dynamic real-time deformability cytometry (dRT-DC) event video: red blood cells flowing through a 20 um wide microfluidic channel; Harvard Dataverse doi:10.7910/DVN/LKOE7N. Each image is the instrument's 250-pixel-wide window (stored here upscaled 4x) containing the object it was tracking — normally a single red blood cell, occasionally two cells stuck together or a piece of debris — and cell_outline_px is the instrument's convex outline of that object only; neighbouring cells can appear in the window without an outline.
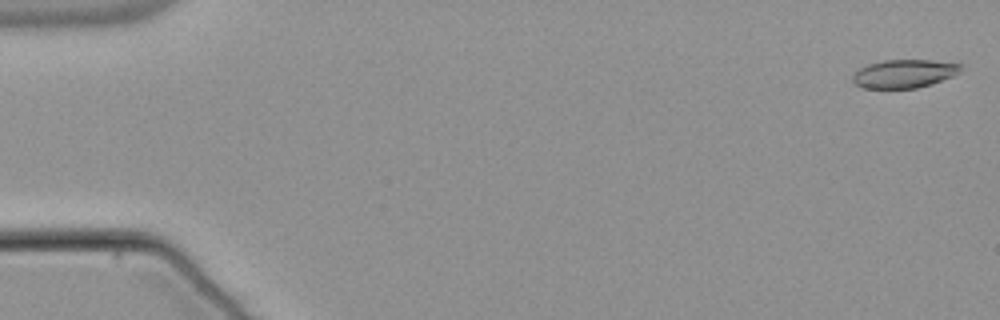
{"species": "common noctule bat (a hibernating species)", "species_latin": "Nyctalus noctula", "temperature_condition": "warm", "stored_images_in_passage": 54, "camera_frame_rate_fps": 3000, "um_per_image_px": 0.085, "animal": {"sex": "male", "body_mass_g": 21.5, "forearm_length_mm": 52.0}, "frame": {"image": 1, "passage_image": 1, "time_ms": 0.0, "image_size_px": [1000, 320], "cell_outline_px": [[964, 64], [960, 72], [952, 76], [932, 84], [916, 88], [864, 88], [856, 84], [852, 80], [852, 76], [860, 68], [868, 64], [884, 60], [932, 60]], "centroid_in_image_um": [76.89, 6.25], "position_along_channel_um": 8.1, "area_um2": 17.86}}
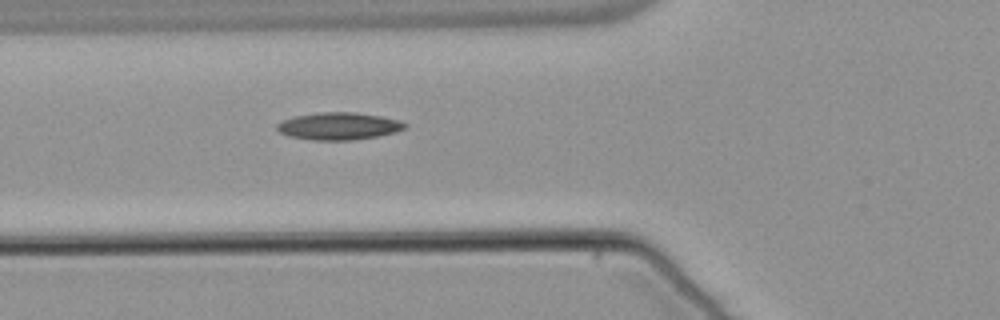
{"frame": {"image": 2, "passage_image": 20, "time_ms": 6.333, "image_size_px": [1000, 320], "cell_outline_px": [[408, 128], [396, 132], [376, 136], [352, 140], [312, 140], [288, 136], [280, 132], [276, 128], [276, 124], [292, 116], [320, 112], [356, 112], [380, 116], [400, 120], [408, 124]], "centroid_in_image_um": [28.81, 10.71], "position_along_channel_um": 97.0, "area_um2": 20.52}}
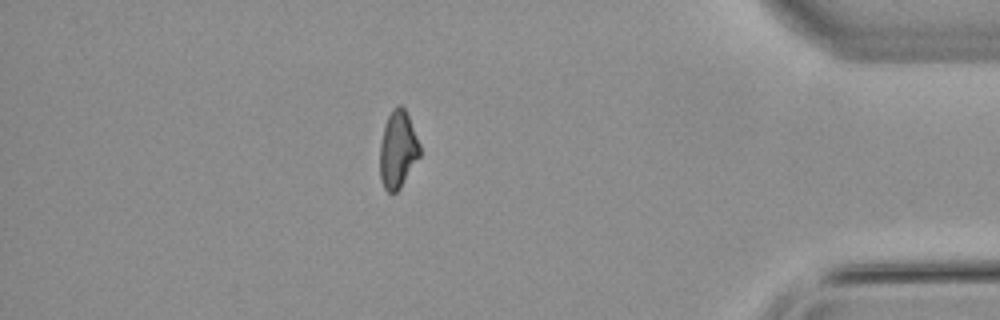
{"frame": {"image": 3, "passage_image": 47, "time_ms": 15.333, "image_size_px": [1000, 320], "cell_outline_px": [[420, 156], [400, 188], [396, 192], [388, 192], [384, 188], [380, 176], [380, 144], [384, 124], [392, 108], [396, 104], [400, 104], [404, 108], [408, 116], [420, 144]], "centroid_in_image_um": [33.81, 12.69], "position_along_channel_um": 401.4, "area_um2": 17.98}, "authors_computed_cell_mechanics": {"area_um2": 18.785, "velocity_mm_per_s": 3.8113, "shape_relaxation_time_tau1_ms": 8.4388, "shape_relaxation_time_tau2_ms": 9.1051, "deformation_change_tau1": 0.2015, "deformation_change_tau2": 0.2065}}